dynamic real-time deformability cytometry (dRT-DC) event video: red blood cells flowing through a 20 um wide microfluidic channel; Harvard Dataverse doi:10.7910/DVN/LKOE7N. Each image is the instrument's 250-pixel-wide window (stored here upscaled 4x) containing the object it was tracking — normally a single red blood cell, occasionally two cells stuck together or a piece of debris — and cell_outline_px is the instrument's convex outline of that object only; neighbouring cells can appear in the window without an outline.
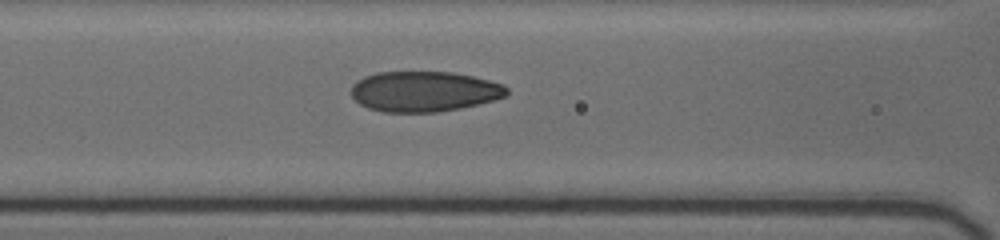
{"species": "human", "species_latin": "Homo sapiens", "temperature_condition": "cold", "stored_images_in_passage": 3, "camera_frame_rate_fps": 3000, "um_per_image_px": 0.085, "donor": {"sex": "female"}, "frame": {"image": 1, "passage_image": 3, "time_ms": 1.667, "image_size_px": [1000, 240], "cell_outline_px": [[508, 96], [460, 108], [436, 112], [384, 112], [368, 108], [360, 104], [352, 96], [352, 84], [356, 80], [364, 76], [376, 72], [452, 72], [472, 76], [504, 84], [508, 88]], "centroid_in_image_um": [36.04, 7.77], "position_along_channel_um": 130.6, "area_um2": 36.65}}